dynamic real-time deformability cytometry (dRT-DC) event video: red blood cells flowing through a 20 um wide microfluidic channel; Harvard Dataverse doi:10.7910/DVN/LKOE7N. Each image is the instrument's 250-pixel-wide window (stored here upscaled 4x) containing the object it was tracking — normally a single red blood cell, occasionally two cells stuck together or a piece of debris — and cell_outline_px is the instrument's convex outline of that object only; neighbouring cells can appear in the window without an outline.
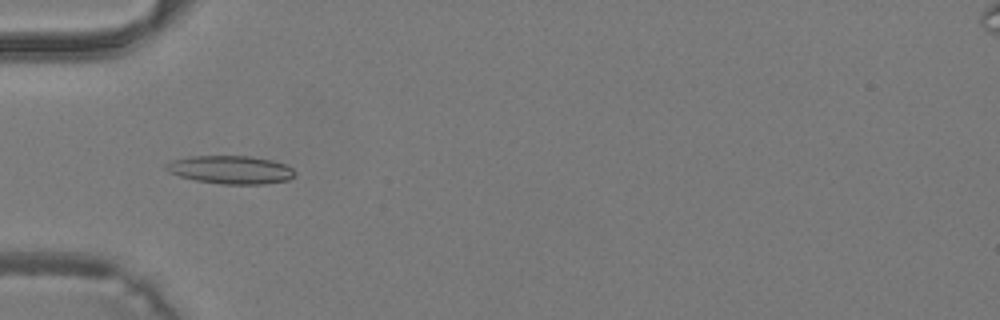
{"species": "common noctule bat (a hibernating species)", "species_latin": "Nyctalus noctula", "temperature_condition": "warm", "stored_images_in_passage": 40, "camera_frame_rate_fps": 3000, "um_per_image_px": 0.085, "animal": {"sex": "male", "body_mass_g": 19.2, "forearm_length_mm": 51.8}, "frame": {"image": 1, "passage_image": 13, "time_ms": 4.0, "image_size_px": [1000, 320], "cell_outline_px": [[296, 176], [288, 180], [264, 184], [220, 184], [196, 180], [180, 176], [168, 172], [164, 168], [164, 164], [172, 160], [192, 156], [248, 156], [272, 160], [284, 164], [292, 168], [296, 172]], "centroid_in_image_um": [19.61, 14.43], "position_along_channel_um": 65.4, "area_um2": 21.21}}
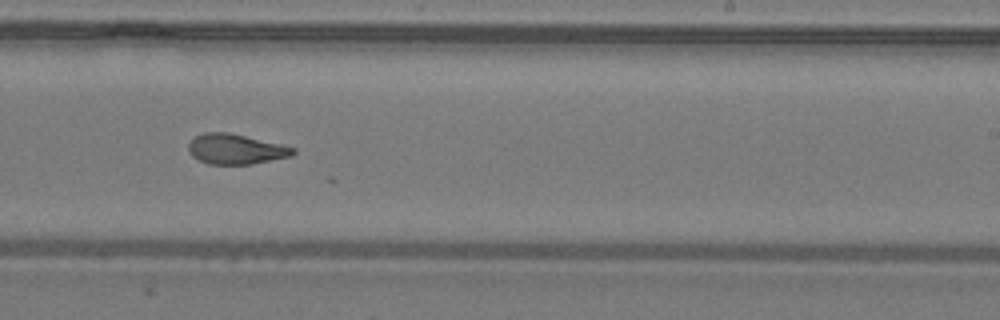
{"frame": {"image": 2, "passage_image": 25, "time_ms": 8.0, "image_size_px": [1000, 320], "cell_outline_px": [[296, 152], [292, 156], [252, 164], [208, 164], [192, 156], [188, 148], [188, 144], [196, 136], [204, 132], [228, 132], [280, 144], [296, 148]], "centroid_in_image_um": [20.05, 12.68], "position_along_channel_um": 269.0, "area_um2": 18.26}}
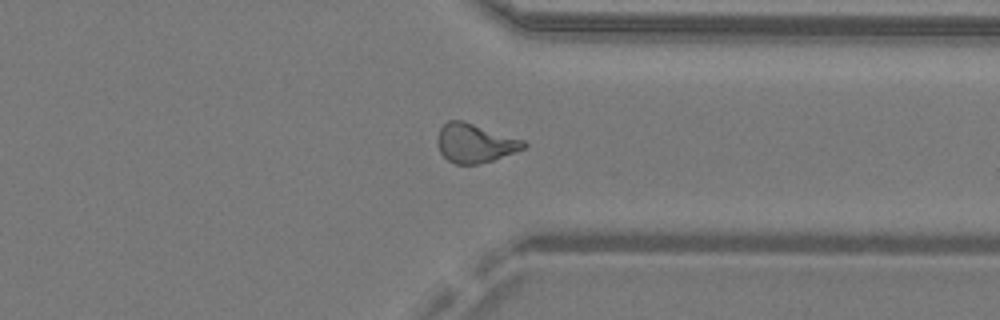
{"frame": {"image": 3, "passage_image": 31, "time_ms": 10.0, "image_size_px": [1000, 320], "cell_outline_px": [[528, 144], [524, 148], [492, 160], [480, 164], [456, 164], [448, 160], [440, 152], [436, 144], [436, 140], [440, 128], [448, 120], [464, 120], [524, 140]], "centroid_in_image_um": [40.34, 12.15], "position_along_channel_um": 371.1, "area_um2": 19.59}}